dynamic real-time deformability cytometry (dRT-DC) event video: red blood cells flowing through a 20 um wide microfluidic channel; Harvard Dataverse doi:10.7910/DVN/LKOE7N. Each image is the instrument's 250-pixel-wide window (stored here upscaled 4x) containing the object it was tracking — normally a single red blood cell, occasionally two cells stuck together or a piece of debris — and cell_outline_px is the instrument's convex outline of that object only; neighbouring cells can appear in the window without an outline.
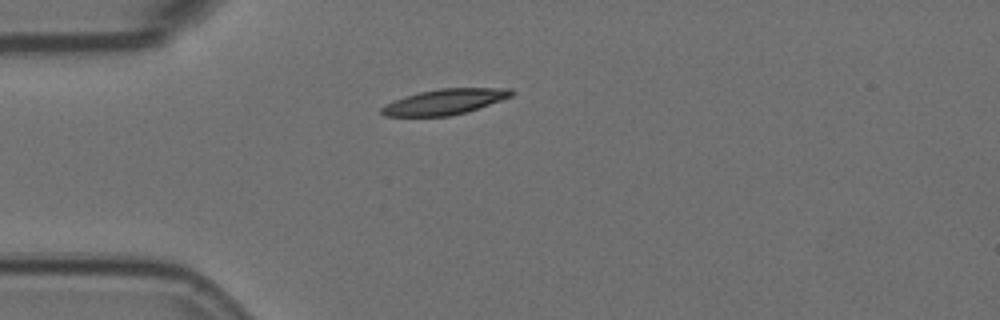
{"species": "Egyptian fruit bat (a non-hibernating species)", "species_latin": "Rousettus aegyptiacus", "temperature_condition": "room temperature", "stored_images_in_passage": 3, "camera_frame_rate_fps": 3000, "um_per_image_px": 0.085, "animal": {"sex": "female"}, "frame": {"image": 1, "passage_image": 1, "time_ms": 0.0, "image_size_px": [1000, 320], "cell_outline_px": [[516, 92], [512, 96], [464, 112], [448, 116], [384, 116], [380, 112], [380, 108], [404, 96], [420, 92], [440, 88], [512, 88]], "centroid_in_image_um": [37.81, 8.64], "position_along_channel_um": 47.2, "area_um2": 18.96}}
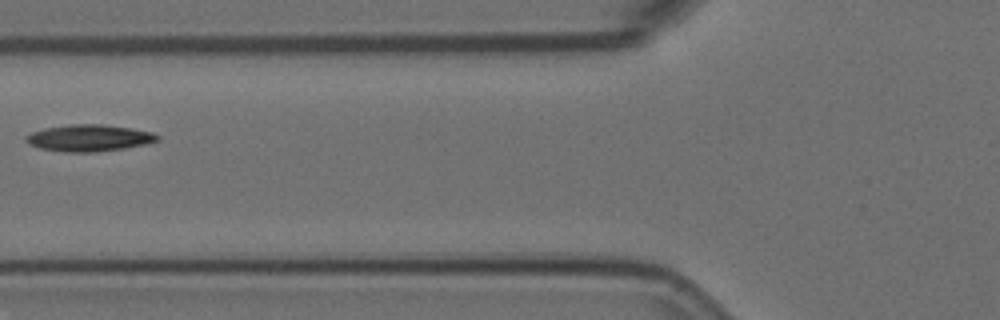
{"frame": {"image": 2, "passage_image": 3, "time_ms": 0.667, "image_size_px": [1000, 320], "cell_outline_px": [[160, 140], [144, 144], [124, 148], [92, 152], [64, 152], [40, 148], [28, 144], [24, 140], [24, 136], [32, 132], [44, 128], [68, 124], [100, 124], [132, 128], [152, 132], [160, 136]], "centroid_in_image_um": [7.54, 11.72], "position_along_channel_um": 118.3, "area_um2": 20.52}}